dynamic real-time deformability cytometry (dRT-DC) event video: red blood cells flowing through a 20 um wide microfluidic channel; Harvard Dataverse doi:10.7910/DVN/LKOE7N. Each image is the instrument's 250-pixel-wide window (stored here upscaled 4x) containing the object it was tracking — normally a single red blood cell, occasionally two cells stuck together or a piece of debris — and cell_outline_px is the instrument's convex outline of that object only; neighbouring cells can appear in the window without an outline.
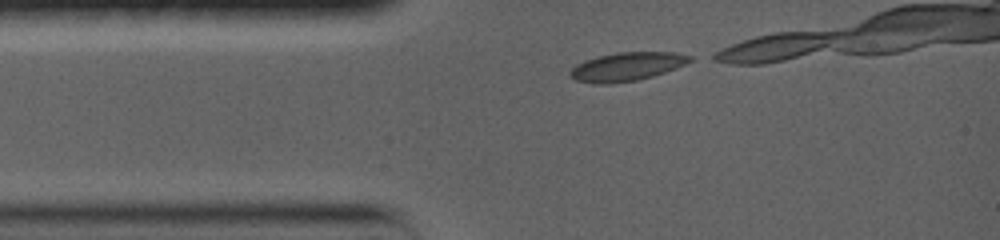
{"species": "common noctule bat (a hibernating species)", "species_latin": "Nyctalus noctula", "temperature_condition": "warm", "stored_images_in_passage": 12, "camera_frame_rate_fps": 5000, "um_per_image_px": 0.085, "animal": {"sex": "female", "body_mass_g": 19.0, "forearm_length_mm": 56.7}, "frame": {"image": 1, "passage_image": 1, "time_ms": 0.0, "image_size_px": [1000, 240], "cell_outline_px": [[692, 60], [676, 68], [652, 76], [636, 80], [608, 84], [592, 84], [576, 80], [568, 76], [568, 72], [576, 64], [584, 60], [596, 56], [616, 52], [676, 52], [692, 56]], "centroid_in_image_um": [53.22, 5.66], "position_along_channel_um": 31.8, "area_um2": 20.06}}
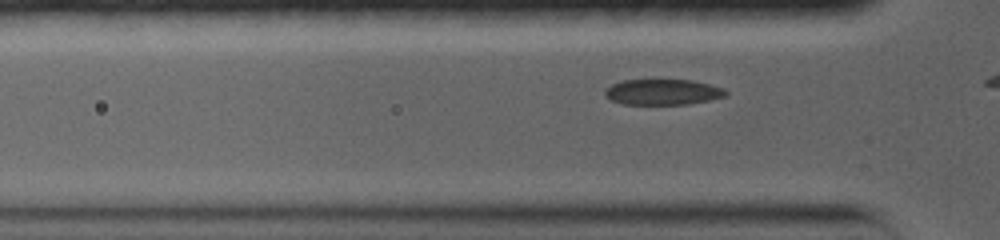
{"frame": {"image": 2, "passage_image": 8, "time_ms": 1.4, "image_size_px": [1000, 240], "cell_outline_px": [[728, 92], [724, 96], [708, 100], [688, 104], [624, 104], [612, 100], [604, 96], [604, 88], [612, 84], [624, 80], [692, 80], [724, 88]], "centroid_in_image_um": [56.3, 7.82], "position_along_channel_um": 69.5, "area_um2": 17.98}}